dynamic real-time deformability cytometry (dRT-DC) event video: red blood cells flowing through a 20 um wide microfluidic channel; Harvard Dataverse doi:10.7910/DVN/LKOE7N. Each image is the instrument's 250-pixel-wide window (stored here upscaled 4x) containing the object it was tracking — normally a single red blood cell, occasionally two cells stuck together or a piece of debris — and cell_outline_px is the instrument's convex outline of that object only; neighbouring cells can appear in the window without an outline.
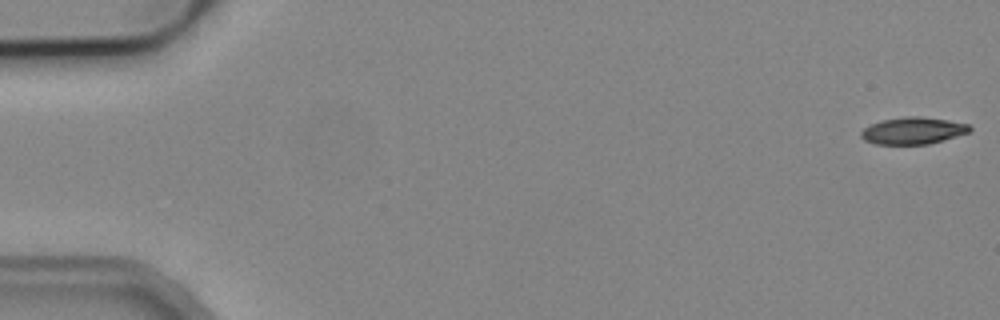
{"species": "common noctule bat (a hibernating species)", "species_latin": "Nyctalus noctula", "temperature_condition": "cold", "stored_images_in_passage": 53, "camera_frame_rate_fps": 3000, "um_per_image_px": 0.085, "animal": {"sex": "male", "body_mass_g": 19.2, "forearm_length_mm": 51.8}, "frame": {"image": 1, "passage_image": 1, "time_ms": 0.0, "image_size_px": [1000, 320], "cell_outline_px": [[972, 128], [968, 132], [956, 136], [928, 144], [876, 144], [864, 140], [860, 136], [860, 132], [864, 128], [880, 120], [908, 116], [920, 116], [948, 120], [968, 124]], "centroid_in_image_um": [77.57, 11.1], "position_along_channel_um": 7.4, "area_um2": 16.94}}
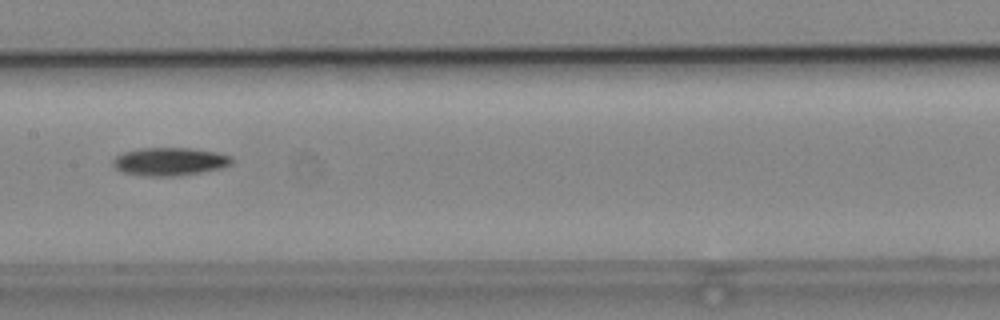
{"frame": {"image": 2, "passage_image": 27, "time_ms": 8.667, "image_size_px": [1000, 320], "cell_outline_px": [[232, 164], [220, 168], [200, 172], [176, 176], [144, 176], [124, 172], [116, 168], [112, 164], [112, 160], [116, 156], [124, 152], [140, 148], [192, 148], [216, 152], [232, 156]], "centroid_in_image_um": [14.42, 13.72], "position_along_channel_um": 193.0, "area_um2": 19.36}}
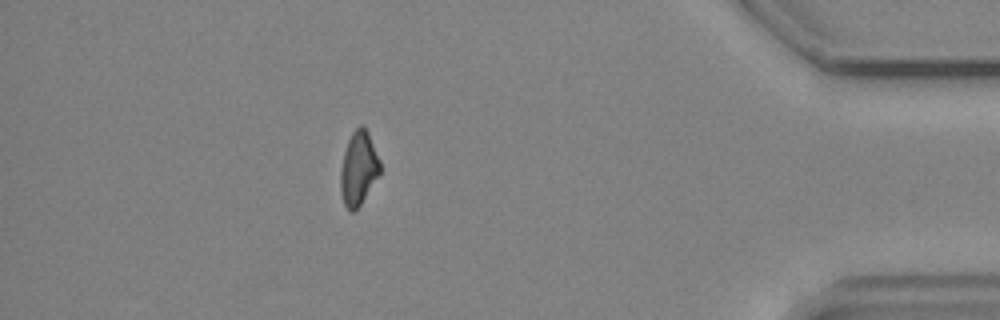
{"frame": {"image": 3, "passage_image": 47, "time_ms": 15.333, "image_size_px": [1000, 320], "cell_outline_px": [[380, 172], [356, 212], [348, 212], [344, 204], [340, 192], [340, 168], [344, 152], [348, 140], [352, 132], [360, 124], [364, 124], [368, 132], [380, 160]], "centroid_in_image_um": [30.45, 14.33], "position_along_channel_um": 404.7, "area_um2": 17.17}}